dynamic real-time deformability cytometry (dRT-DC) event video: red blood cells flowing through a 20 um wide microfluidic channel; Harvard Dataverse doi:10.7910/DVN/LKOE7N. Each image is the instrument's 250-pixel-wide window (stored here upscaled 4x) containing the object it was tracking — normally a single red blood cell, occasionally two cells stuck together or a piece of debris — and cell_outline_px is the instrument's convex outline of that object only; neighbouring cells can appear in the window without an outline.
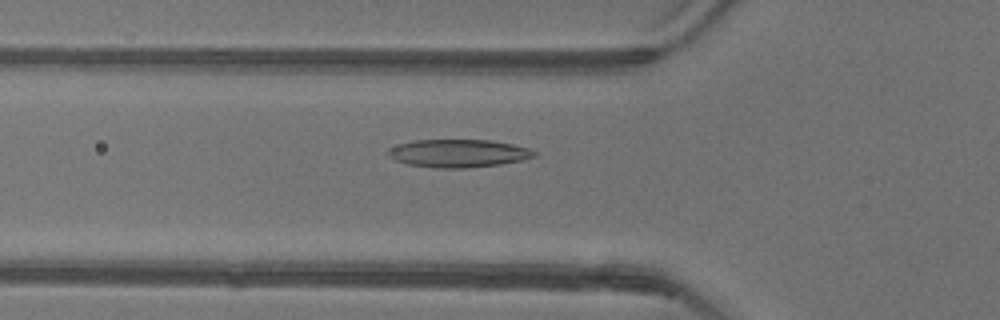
{"species": "common noctule bat (a hibernating species)", "species_latin": "Nyctalus noctula", "temperature_condition": "warm", "stored_images_in_passage": 52, "camera_frame_rate_fps": 3000, "um_per_image_px": 0.085, "animal": {"sex": "female"}, "frame": {"image": 1, "passage_image": 18, "time_ms": 5.667, "image_size_px": [1000, 320], "cell_outline_px": [[536, 156], [524, 160], [500, 164], [464, 168], [436, 168], [408, 164], [396, 160], [388, 156], [384, 152], [388, 148], [400, 144], [416, 140], [492, 140], [512, 144], [528, 148], [536, 152]], "centroid_in_image_um": [38.95, 13.03], "position_along_channel_um": 86.9, "area_um2": 23.81}}
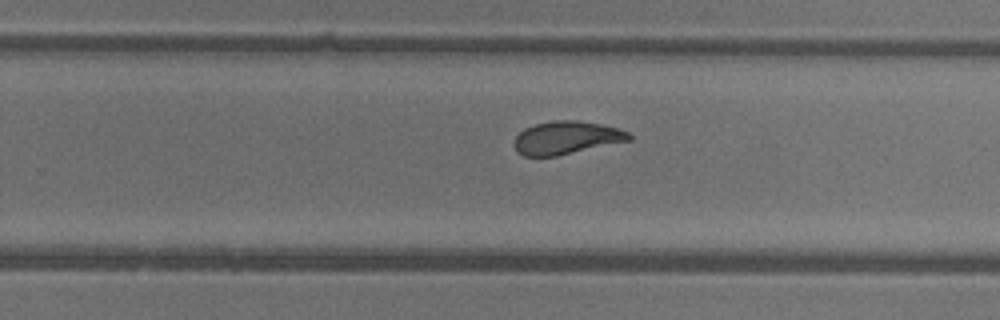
{"frame": {"image": 2, "passage_image": 33, "time_ms": 10.667, "image_size_px": [1000, 320], "cell_outline_px": [[632, 140], [556, 156], [524, 156], [516, 152], [512, 144], [516, 136], [524, 128], [536, 124], [552, 120], [572, 120], [600, 124], [616, 128], [628, 132], [632, 136]], "centroid_in_image_um": [48.11, 11.72], "position_along_channel_um": 281.7, "area_um2": 22.08}}
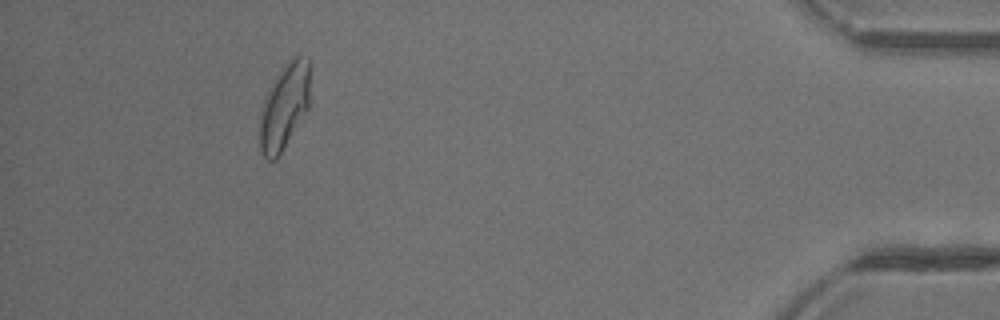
{"frame": {"image": 3, "passage_image": 48, "time_ms": 15.667, "image_size_px": [1000, 320], "cell_outline_px": [[308, 108], [276, 160], [268, 160], [260, 152], [260, 120], [264, 96], [268, 88], [284, 64], [300, 52], [308, 60]], "centroid_in_image_um": [24.14, 9.04], "position_along_channel_um": 411.1, "area_um2": 24.74}, "authors_computed_cell_mechanics": {"area_um2": 23.8136, "velocity_mm_per_s": 3.8975, "shape_relaxation_time_tau1_ms": 5.4344, "shape_relaxation_time_tau2_ms": 2.3609, "deformation_change_tau1": 0.1754, "deformation_change_tau2": 0.0725}}